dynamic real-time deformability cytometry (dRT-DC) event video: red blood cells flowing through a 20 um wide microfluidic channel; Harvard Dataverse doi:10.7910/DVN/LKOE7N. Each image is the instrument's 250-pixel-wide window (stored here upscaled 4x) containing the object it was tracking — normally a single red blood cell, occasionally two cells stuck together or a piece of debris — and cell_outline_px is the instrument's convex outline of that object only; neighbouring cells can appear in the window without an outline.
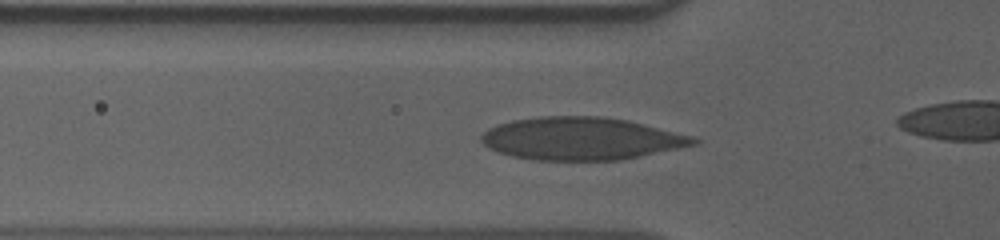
{"species": "human", "species_latin": "Homo sapiens", "temperature_condition": "cold", "stored_images_in_passage": 41, "camera_frame_rate_fps": 3000, "um_per_image_px": 0.085, "donor": {"sex": "male"}, "frame": {"image": 1, "passage_image": 15, "time_ms": 4.667, "image_size_px": [1000, 240], "cell_outline_px": [[700, 144], [624, 160], [532, 160], [512, 156], [496, 152], [488, 148], [480, 140], [480, 136], [488, 128], [496, 124], [512, 120], [540, 116], [604, 116], [628, 120], [692, 136], [700, 140]], "centroid_in_image_um": [49.41, 11.78], "position_along_channel_um": 76.4, "area_um2": 53.29}}
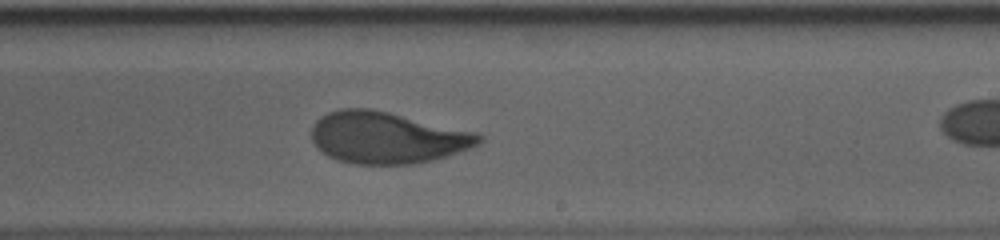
{"frame": {"image": 2, "passage_image": 30, "time_ms": 9.667, "image_size_px": [1000, 240], "cell_outline_px": [[484, 140], [480, 144], [448, 156], [432, 160], [412, 164], [352, 164], [336, 160], [328, 156], [316, 148], [312, 140], [312, 124], [320, 116], [328, 112], [340, 108], [372, 108], [480, 132], [484, 136]], "centroid_in_image_um": [32.92, 11.69], "position_along_channel_um": 256.1, "area_um2": 51.21}}
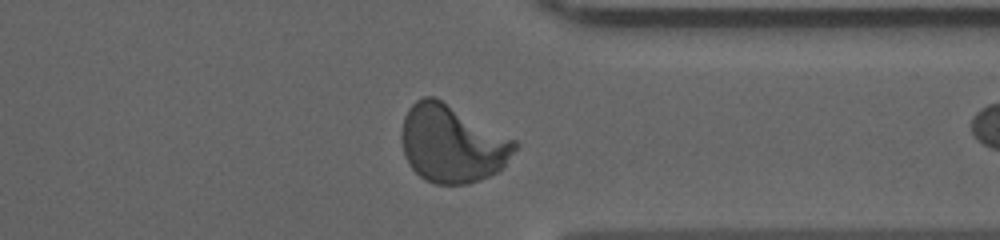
{"frame": {"image": 3, "passage_image": 40, "time_ms": 13.0, "image_size_px": [1000, 240], "cell_outline_px": [[520, 144], [504, 168], [480, 180], [468, 184], [436, 184], [424, 180], [408, 164], [404, 156], [400, 140], [400, 132], [404, 116], [408, 108], [416, 100], [424, 96], [436, 96], [516, 140]], "centroid_in_image_um": [38.42, 12.21], "position_along_channel_um": 373.0, "area_um2": 51.96}}